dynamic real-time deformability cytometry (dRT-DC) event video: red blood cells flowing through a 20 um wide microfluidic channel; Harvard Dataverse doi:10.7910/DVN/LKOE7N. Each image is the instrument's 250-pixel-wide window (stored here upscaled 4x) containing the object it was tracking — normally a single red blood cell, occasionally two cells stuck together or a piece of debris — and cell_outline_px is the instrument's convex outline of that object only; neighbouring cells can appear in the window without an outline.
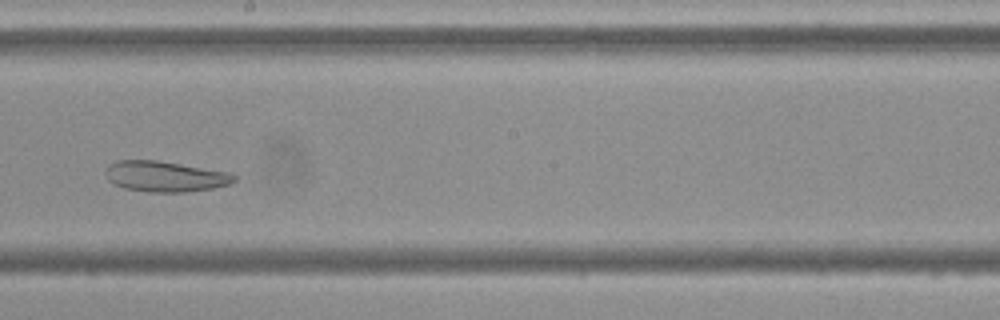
{"species": "Egyptian fruit bat (a non-hibernating species)", "species_latin": "Rousettus aegyptiacus", "temperature_condition": "cold", "stored_images_in_passage": 9, "camera_frame_rate_fps": 3000, "um_per_image_px": 0.085, "frame": {"image": 1, "passage_image": 7, "time_ms": 7.0, "image_size_px": [1000, 320], "cell_outline_px": [[236, 180], [228, 184], [212, 188], [184, 192], [148, 192], [124, 188], [108, 180], [104, 172], [108, 164], [116, 160], [156, 160], [228, 172], [236, 176]], "centroid_in_image_um": [13.98, 14.99], "position_along_channel_um": 234.2, "area_um2": 22.83}}